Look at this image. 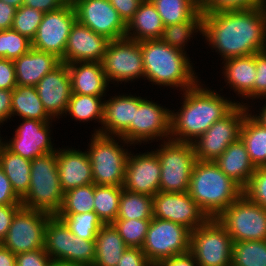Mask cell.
I'll return each mask as SVG.
<instances>
[{"mask_svg": "<svg viewBox=\"0 0 266 266\" xmlns=\"http://www.w3.org/2000/svg\"><path fill=\"white\" fill-rule=\"evenodd\" d=\"M233 240L217 218L191 231L190 253L199 266H231Z\"/></svg>", "mask_w": 266, "mask_h": 266, "instance_id": "obj_8", "label": "cell"}, {"mask_svg": "<svg viewBox=\"0 0 266 266\" xmlns=\"http://www.w3.org/2000/svg\"><path fill=\"white\" fill-rule=\"evenodd\" d=\"M11 105L12 90L0 89V124L11 118Z\"/></svg>", "mask_w": 266, "mask_h": 266, "instance_id": "obj_58", "label": "cell"}, {"mask_svg": "<svg viewBox=\"0 0 266 266\" xmlns=\"http://www.w3.org/2000/svg\"><path fill=\"white\" fill-rule=\"evenodd\" d=\"M89 156L93 183L96 185L123 186L125 167L129 153L118 145L114 136L94 133L91 138Z\"/></svg>", "mask_w": 266, "mask_h": 266, "instance_id": "obj_6", "label": "cell"}, {"mask_svg": "<svg viewBox=\"0 0 266 266\" xmlns=\"http://www.w3.org/2000/svg\"><path fill=\"white\" fill-rule=\"evenodd\" d=\"M43 16V12L22 5L16 10L11 29L32 41Z\"/></svg>", "mask_w": 266, "mask_h": 266, "instance_id": "obj_43", "label": "cell"}, {"mask_svg": "<svg viewBox=\"0 0 266 266\" xmlns=\"http://www.w3.org/2000/svg\"><path fill=\"white\" fill-rule=\"evenodd\" d=\"M94 189L91 183L66 191L58 213H86L94 211Z\"/></svg>", "mask_w": 266, "mask_h": 266, "instance_id": "obj_41", "label": "cell"}, {"mask_svg": "<svg viewBox=\"0 0 266 266\" xmlns=\"http://www.w3.org/2000/svg\"><path fill=\"white\" fill-rule=\"evenodd\" d=\"M243 194L252 202L266 208V167L256 168Z\"/></svg>", "mask_w": 266, "mask_h": 266, "instance_id": "obj_46", "label": "cell"}, {"mask_svg": "<svg viewBox=\"0 0 266 266\" xmlns=\"http://www.w3.org/2000/svg\"><path fill=\"white\" fill-rule=\"evenodd\" d=\"M152 196L130 192L123 188L119 203V212L116 219H152Z\"/></svg>", "mask_w": 266, "mask_h": 266, "instance_id": "obj_36", "label": "cell"}, {"mask_svg": "<svg viewBox=\"0 0 266 266\" xmlns=\"http://www.w3.org/2000/svg\"><path fill=\"white\" fill-rule=\"evenodd\" d=\"M245 104H237L226 116L216 121L202 136L192 142L197 160L215 161L230 144L240 138V131L249 113ZM248 110V111H247Z\"/></svg>", "mask_w": 266, "mask_h": 266, "instance_id": "obj_11", "label": "cell"}, {"mask_svg": "<svg viewBox=\"0 0 266 266\" xmlns=\"http://www.w3.org/2000/svg\"><path fill=\"white\" fill-rule=\"evenodd\" d=\"M231 266H266V240L233 242Z\"/></svg>", "mask_w": 266, "mask_h": 266, "instance_id": "obj_39", "label": "cell"}, {"mask_svg": "<svg viewBox=\"0 0 266 266\" xmlns=\"http://www.w3.org/2000/svg\"><path fill=\"white\" fill-rule=\"evenodd\" d=\"M164 27L153 3L150 0H144L128 22L125 37L138 42L161 39Z\"/></svg>", "mask_w": 266, "mask_h": 266, "instance_id": "obj_28", "label": "cell"}, {"mask_svg": "<svg viewBox=\"0 0 266 266\" xmlns=\"http://www.w3.org/2000/svg\"><path fill=\"white\" fill-rule=\"evenodd\" d=\"M51 261L45 248L16 254V266H49Z\"/></svg>", "mask_w": 266, "mask_h": 266, "instance_id": "obj_48", "label": "cell"}, {"mask_svg": "<svg viewBox=\"0 0 266 266\" xmlns=\"http://www.w3.org/2000/svg\"><path fill=\"white\" fill-rule=\"evenodd\" d=\"M164 26L190 20L199 10V0H150Z\"/></svg>", "mask_w": 266, "mask_h": 266, "instance_id": "obj_35", "label": "cell"}, {"mask_svg": "<svg viewBox=\"0 0 266 266\" xmlns=\"http://www.w3.org/2000/svg\"><path fill=\"white\" fill-rule=\"evenodd\" d=\"M202 34L223 60L266 50V5L203 13Z\"/></svg>", "mask_w": 266, "mask_h": 266, "instance_id": "obj_1", "label": "cell"}, {"mask_svg": "<svg viewBox=\"0 0 266 266\" xmlns=\"http://www.w3.org/2000/svg\"><path fill=\"white\" fill-rule=\"evenodd\" d=\"M22 205H0V239L3 240L12 223L15 213Z\"/></svg>", "mask_w": 266, "mask_h": 266, "instance_id": "obj_54", "label": "cell"}, {"mask_svg": "<svg viewBox=\"0 0 266 266\" xmlns=\"http://www.w3.org/2000/svg\"><path fill=\"white\" fill-rule=\"evenodd\" d=\"M53 215L21 207L12 219L2 245L15 255L44 248L45 228Z\"/></svg>", "mask_w": 266, "mask_h": 266, "instance_id": "obj_13", "label": "cell"}, {"mask_svg": "<svg viewBox=\"0 0 266 266\" xmlns=\"http://www.w3.org/2000/svg\"><path fill=\"white\" fill-rule=\"evenodd\" d=\"M139 106V97L119 95L104 102L102 128L94 133L121 137L133 124L135 110Z\"/></svg>", "mask_w": 266, "mask_h": 266, "instance_id": "obj_23", "label": "cell"}, {"mask_svg": "<svg viewBox=\"0 0 266 266\" xmlns=\"http://www.w3.org/2000/svg\"><path fill=\"white\" fill-rule=\"evenodd\" d=\"M188 194L209 218H217L243 194V189L226 176L214 161L197 160Z\"/></svg>", "mask_w": 266, "mask_h": 266, "instance_id": "obj_4", "label": "cell"}, {"mask_svg": "<svg viewBox=\"0 0 266 266\" xmlns=\"http://www.w3.org/2000/svg\"><path fill=\"white\" fill-rule=\"evenodd\" d=\"M95 260V240H85L78 236L71 239L70 262L92 266Z\"/></svg>", "mask_w": 266, "mask_h": 266, "instance_id": "obj_47", "label": "cell"}, {"mask_svg": "<svg viewBox=\"0 0 266 266\" xmlns=\"http://www.w3.org/2000/svg\"><path fill=\"white\" fill-rule=\"evenodd\" d=\"M30 175L29 191L21 199L22 207L56 215L64 195L57 167V152L31 160Z\"/></svg>", "mask_w": 266, "mask_h": 266, "instance_id": "obj_5", "label": "cell"}, {"mask_svg": "<svg viewBox=\"0 0 266 266\" xmlns=\"http://www.w3.org/2000/svg\"><path fill=\"white\" fill-rule=\"evenodd\" d=\"M71 239H74L66 223L53 215L45 228L44 248L52 260L70 262Z\"/></svg>", "mask_w": 266, "mask_h": 266, "instance_id": "obj_31", "label": "cell"}, {"mask_svg": "<svg viewBox=\"0 0 266 266\" xmlns=\"http://www.w3.org/2000/svg\"><path fill=\"white\" fill-rule=\"evenodd\" d=\"M57 167L62 191L93 183L92 167L87 151L60 149Z\"/></svg>", "mask_w": 266, "mask_h": 266, "instance_id": "obj_22", "label": "cell"}, {"mask_svg": "<svg viewBox=\"0 0 266 266\" xmlns=\"http://www.w3.org/2000/svg\"><path fill=\"white\" fill-rule=\"evenodd\" d=\"M3 2L15 7V8H19L20 6L23 5L24 0H2Z\"/></svg>", "mask_w": 266, "mask_h": 266, "instance_id": "obj_62", "label": "cell"}, {"mask_svg": "<svg viewBox=\"0 0 266 266\" xmlns=\"http://www.w3.org/2000/svg\"><path fill=\"white\" fill-rule=\"evenodd\" d=\"M109 41L76 20L68 36L64 63L101 62Z\"/></svg>", "mask_w": 266, "mask_h": 266, "instance_id": "obj_20", "label": "cell"}, {"mask_svg": "<svg viewBox=\"0 0 266 266\" xmlns=\"http://www.w3.org/2000/svg\"><path fill=\"white\" fill-rule=\"evenodd\" d=\"M55 216L66 223L74 236L85 240H95L104 225L94 211L80 214L57 213Z\"/></svg>", "mask_w": 266, "mask_h": 266, "instance_id": "obj_40", "label": "cell"}, {"mask_svg": "<svg viewBox=\"0 0 266 266\" xmlns=\"http://www.w3.org/2000/svg\"><path fill=\"white\" fill-rule=\"evenodd\" d=\"M0 266H16V255L5 246H0Z\"/></svg>", "mask_w": 266, "mask_h": 266, "instance_id": "obj_59", "label": "cell"}, {"mask_svg": "<svg viewBox=\"0 0 266 266\" xmlns=\"http://www.w3.org/2000/svg\"><path fill=\"white\" fill-rule=\"evenodd\" d=\"M117 266H154L141 248L128 247L119 260Z\"/></svg>", "mask_w": 266, "mask_h": 266, "instance_id": "obj_52", "label": "cell"}, {"mask_svg": "<svg viewBox=\"0 0 266 266\" xmlns=\"http://www.w3.org/2000/svg\"><path fill=\"white\" fill-rule=\"evenodd\" d=\"M68 1L69 0H24L23 5L47 13L61 8Z\"/></svg>", "mask_w": 266, "mask_h": 266, "instance_id": "obj_55", "label": "cell"}, {"mask_svg": "<svg viewBox=\"0 0 266 266\" xmlns=\"http://www.w3.org/2000/svg\"><path fill=\"white\" fill-rule=\"evenodd\" d=\"M16 86L13 60L0 58V89L13 90Z\"/></svg>", "mask_w": 266, "mask_h": 266, "instance_id": "obj_50", "label": "cell"}, {"mask_svg": "<svg viewBox=\"0 0 266 266\" xmlns=\"http://www.w3.org/2000/svg\"><path fill=\"white\" fill-rule=\"evenodd\" d=\"M128 249L113 224H104L95 238V260L92 266H117Z\"/></svg>", "mask_w": 266, "mask_h": 266, "instance_id": "obj_29", "label": "cell"}, {"mask_svg": "<svg viewBox=\"0 0 266 266\" xmlns=\"http://www.w3.org/2000/svg\"><path fill=\"white\" fill-rule=\"evenodd\" d=\"M50 121L53 118L46 112L35 86H19L12 90L11 117Z\"/></svg>", "mask_w": 266, "mask_h": 266, "instance_id": "obj_32", "label": "cell"}, {"mask_svg": "<svg viewBox=\"0 0 266 266\" xmlns=\"http://www.w3.org/2000/svg\"><path fill=\"white\" fill-rule=\"evenodd\" d=\"M240 138L255 168L266 167V128L252 117V113L245 116Z\"/></svg>", "mask_w": 266, "mask_h": 266, "instance_id": "obj_33", "label": "cell"}, {"mask_svg": "<svg viewBox=\"0 0 266 266\" xmlns=\"http://www.w3.org/2000/svg\"><path fill=\"white\" fill-rule=\"evenodd\" d=\"M16 83L19 86H36L47 74L62 62L56 55L31 48L27 53L13 60Z\"/></svg>", "mask_w": 266, "mask_h": 266, "instance_id": "obj_24", "label": "cell"}, {"mask_svg": "<svg viewBox=\"0 0 266 266\" xmlns=\"http://www.w3.org/2000/svg\"><path fill=\"white\" fill-rule=\"evenodd\" d=\"M67 67L72 93L100 97L106 95L109 83L101 62H75L67 64Z\"/></svg>", "mask_w": 266, "mask_h": 266, "instance_id": "obj_25", "label": "cell"}, {"mask_svg": "<svg viewBox=\"0 0 266 266\" xmlns=\"http://www.w3.org/2000/svg\"><path fill=\"white\" fill-rule=\"evenodd\" d=\"M101 64L108 83L145 78L140 43L127 37L109 41Z\"/></svg>", "mask_w": 266, "mask_h": 266, "instance_id": "obj_12", "label": "cell"}, {"mask_svg": "<svg viewBox=\"0 0 266 266\" xmlns=\"http://www.w3.org/2000/svg\"><path fill=\"white\" fill-rule=\"evenodd\" d=\"M35 88L46 112L52 118L62 116L72 94L67 64L61 63L52 72L47 73Z\"/></svg>", "mask_w": 266, "mask_h": 266, "instance_id": "obj_21", "label": "cell"}, {"mask_svg": "<svg viewBox=\"0 0 266 266\" xmlns=\"http://www.w3.org/2000/svg\"><path fill=\"white\" fill-rule=\"evenodd\" d=\"M49 266H85L83 264L61 261V260H52Z\"/></svg>", "mask_w": 266, "mask_h": 266, "instance_id": "obj_61", "label": "cell"}, {"mask_svg": "<svg viewBox=\"0 0 266 266\" xmlns=\"http://www.w3.org/2000/svg\"><path fill=\"white\" fill-rule=\"evenodd\" d=\"M266 99V50L256 53V79L254 83V99Z\"/></svg>", "mask_w": 266, "mask_h": 266, "instance_id": "obj_49", "label": "cell"}, {"mask_svg": "<svg viewBox=\"0 0 266 266\" xmlns=\"http://www.w3.org/2000/svg\"><path fill=\"white\" fill-rule=\"evenodd\" d=\"M17 8L0 0V31L11 29Z\"/></svg>", "mask_w": 266, "mask_h": 266, "instance_id": "obj_56", "label": "cell"}, {"mask_svg": "<svg viewBox=\"0 0 266 266\" xmlns=\"http://www.w3.org/2000/svg\"><path fill=\"white\" fill-rule=\"evenodd\" d=\"M219 169L242 189H244L255 172L246 146L239 138L214 161Z\"/></svg>", "mask_w": 266, "mask_h": 266, "instance_id": "obj_26", "label": "cell"}, {"mask_svg": "<svg viewBox=\"0 0 266 266\" xmlns=\"http://www.w3.org/2000/svg\"><path fill=\"white\" fill-rule=\"evenodd\" d=\"M76 20V13L70 0L61 8L44 13L36 35L31 41V47L52 53L64 63L68 36Z\"/></svg>", "mask_w": 266, "mask_h": 266, "instance_id": "obj_14", "label": "cell"}, {"mask_svg": "<svg viewBox=\"0 0 266 266\" xmlns=\"http://www.w3.org/2000/svg\"><path fill=\"white\" fill-rule=\"evenodd\" d=\"M0 165L14 192L22 199L29 191L31 160L10 151L0 137Z\"/></svg>", "mask_w": 266, "mask_h": 266, "instance_id": "obj_30", "label": "cell"}, {"mask_svg": "<svg viewBox=\"0 0 266 266\" xmlns=\"http://www.w3.org/2000/svg\"><path fill=\"white\" fill-rule=\"evenodd\" d=\"M145 78L157 85L181 87L183 92L199 81L186 53L161 39L140 41Z\"/></svg>", "mask_w": 266, "mask_h": 266, "instance_id": "obj_3", "label": "cell"}, {"mask_svg": "<svg viewBox=\"0 0 266 266\" xmlns=\"http://www.w3.org/2000/svg\"><path fill=\"white\" fill-rule=\"evenodd\" d=\"M217 220L225 227L233 242L266 240V208L242 194L226 208Z\"/></svg>", "mask_w": 266, "mask_h": 266, "instance_id": "obj_10", "label": "cell"}, {"mask_svg": "<svg viewBox=\"0 0 266 266\" xmlns=\"http://www.w3.org/2000/svg\"><path fill=\"white\" fill-rule=\"evenodd\" d=\"M129 153L123 188L135 193L155 196L159 192L161 164L155 151Z\"/></svg>", "mask_w": 266, "mask_h": 266, "instance_id": "obj_18", "label": "cell"}, {"mask_svg": "<svg viewBox=\"0 0 266 266\" xmlns=\"http://www.w3.org/2000/svg\"><path fill=\"white\" fill-rule=\"evenodd\" d=\"M151 219H115L112 223L118 230L124 243L131 248H141L144 244L146 233Z\"/></svg>", "mask_w": 266, "mask_h": 266, "instance_id": "obj_42", "label": "cell"}, {"mask_svg": "<svg viewBox=\"0 0 266 266\" xmlns=\"http://www.w3.org/2000/svg\"><path fill=\"white\" fill-rule=\"evenodd\" d=\"M198 29V30H197ZM203 29V12L199 10L190 20L177 24L165 26L161 40L176 50L183 53L185 44L191 39L195 32L202 34Z\"/></svg>", "mask_w": 266, "mask_h": 266, "instance_id": "obj_37", "label": "cell"}, {"mask_svg": "<svg viewBox=\"0 0 266 266\" xmlns=\"http://www.w3.org/2000/svg\"><path fill=\"white\" fill-rule=\"evenodd\" d=\"M50 122L23 119V123L15 130L13 139L3 144L13 153L29 160L54 152L56 150L49 134Z\"/></svg>", "mask_w": 266, "mask_h": 266, "instance_id": "obj_19", "label": "cell"}, {"mask_svg": "<svg viewBox=\"0 0 266 266\" xmlns=\"http://www.w3.org/2000/svg\"><path fill=\"white\" fill-rule=\"evenodd\" d=\"M117 10L123 21L128 22L133 18L138 7L144 0H108Z\"/></svg>", "mask_w": 266, "mask_h": 266, "instance_id": "obj_53", "label": "cell"}, {"mask_svg": "<svg viewBox=\"0 0 266 266\" xmlns=\"http://www.w3.org/2000/svg\"><path fill=\"white\" fill-rule=\"evenodd\" d=\"M157 266H199L194 256L188 252L162 260Z\"/></svg>", "mask_w": 266, "mask_h": 266, "instance_id": "obj_57", "label": "cell"}, {"mask_svg": "<svg viewBox=\"0 0 266 266\" xmlns=\"http://www.w3.org/2000/svg\"><path fill=\"white\" fill-rule=\"evenodd\" d=\"M161 146L155 150L161 164L159 192H188L197 161L192 143L168 139Z\"/></svg>", "mask_w": 266, "mask_h": 266, "instance_id": "obj_7", "label": "cell"}, {"mask_svg": "<svg viewBox=\"0 0 266 266\" xmlns=\"http://www.w3.org/2000/svg\"><path fill=\"white\" fill-rule=\"evenodd\" d=\"M252 117L266 128V105L264 104V107H262L258 116L256 114L252 115Z\"/></svg>", "mask_w": 266, "mask_h": 266, "instance_id": "obj_60", "label": "cell"}, {"mask_svg": "<svg viewBox=\"0 0 266 266\" xmlns=\"http://www.w3.org/2000/svg\"><path fill=\"white\" fill-rule=\"evenodd\" d=\"M223 72L229 86L244 98L254 99L256 79V53L224 60Z\"/></svg>", "mask_w": 266, "mask_h": 266, "instance_id": "obj_27", "label": "cell"}, {"mask_svg": "<svg viewBox=\"0 0 266 266\" xmlns=\"http://www.w3.org/2000/svg\"><path fill=\"white\" fill-rule=\"evenodd\" d=\"M0 205H22L21 198L14 192L9 179L0 165Z\"/></svg>", "mask_w": 266, "mask_h": 266, "instance_id": "obj_51", "label": "cell"}, {"mask_svg": "<svg viewBox=\"0 0 266 266\" xmlns=\"http://www.w3.org/2000/svg\"><path fill=\"white\" fill-rule=\"evenodd\" d=\"M31 41L13 29L0 31V58L14 60L31 49Z\"/></svg>", "mask_w": 266, "mask_h": 266, "instance_id": "obj_44", "label": "cell"}, {"mask_svg": "<svg viewBox=\"0 0 266 266\" xmlns=\"http://www.w3.org/2000/svg\"><path fill=\"white\" fill-rule=\"evenodd\" d=\"M171 110L165 109L153 101L139 97V106L135 110L134 124L121 136L123 143L138 144L155 138L170 139ZM168 137V138H167Z\"/></svg>", "mask_w": 266, "mask_h": 266, "instance_id": "obj_15", "label": "cell"}, {"mask_svg": "<svg viewBox=\"0 0 266 266\" xmlns=\"http://www.w3.org/2000/svg\"><path fill=\"white\" fill-rule=\"evenodd\" d=\"M266 5V0H199L203 13L246 10Z\"/></svg>", "mask_w": 266, "mask_h": 266, "instance_id": "obj_45", "label": "cell"}, {"mask_svg": "<svg viewBox=\"0 0 266 266\" xmlns=\"http://www.w3.org/2000/svg\"><path fill=\"white\" fill-rule=\"evenodd\" d=\"M100 96L71 94L65 113L72 116V119L79 121L96 120L103 122L104 101Z\"/></svg>", "mask_w": 266, "mask_h": 266, "instance_id": "obj_38", "label": "cell"}, {"mask_svg": "<svg viewBox=\"0 0 266 266\" xmlns=\"http://www.w3.org/2000/svg\"><path fill=\"white\" fill-rule=\"evenodd\" d=\"M122 190V186L95 184L93 207L103 224H112L117 218Z\"/></svg>", "mask_w": 266, "mask_h": 266, "instance_id": "obj_34", "label": "cell"}, {"mask_svg": "<svg viewBox=\"0 0 266 266\" xmlns=\"http://www.w3.org/2000/svg\"><path fill=\"white\" fill-rule=\"evenodd\" d=\"M200 83L185 90L179 112H172L170 139L192 143L202 136L216 121L226 116L238 102L229 101ZM175 136V137H174Z\"/></svg>", "mask_w": 266, "mask_h": 266, "instance_id": "obj_2", "label": "cell"}, {"mask_svg": "<svg viewBox=\"0 0 266 266\" xmlns=\"http://www.w3.org/2000/svg\"><path fill=\"white\" fill-rule=\"evenodd\" d=\"M153 198V217L181 224L190 231L209 217L188 192H158Z\"/></svg>", "mask_w": 266, "mask_h": 266, "instance_id": "obj_17", "label": "cell"}, {"mask_svg": "<svg viewBox=\"0 0 266 266\" xmlns=\"http://www.w3.org/2000/svg\"><path fill=\"white\" fill-rule=\"evenodd\" d=\"M191 231L169 220L152 218L142 251L157 266L162 260L190 252Z\"/></svg>", "mask_w": 266, "mask_h": 266, "instance_id": "obj_9", "label": "cell"}, {"mask_svg": "<svg viewBox=\"0 0 266 266\" xmlns=\"http://www.w3.org/2000/svg\"><path fill=\"white\" fill-rule=\"evenodd\" d=\"M76 19L108 40L124 38L127 24L108 0H70Z\"/></svg>", "mask_w": 266, "mask_h": 266, "instance_id": "obj_16", "label": "cell"}]
</instances>
